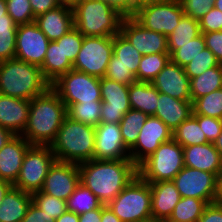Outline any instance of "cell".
<instances>
[{
  "label": "cell",
  "instance_id": "29",
  "mask_svg": "<svg viewBox=\"0 0 222 222\" xmlns=\"http://www.w3.org/2000/svg\"><path fill=\"white\" fill-rule=\"evenodd\" d=\"M141 58L142 55L121 32L113 36V55L108 65H123L136 76Z\"/></svg>",
  "mask_w": 222,
  "mask_h": 222
},
{
  "label": "cell",
  "instance_id": "40",
  "mask_svg": "<svg viewBox=\"0 0 222 222\" xmlns=\"http://www.w3.org/2000/svg\"><path fill=\"white\" fill-rule=\"evenodd\" d=\"M16 34L13 20H0V62L15 58Z\"/></svg>",
  "mask_w": 222,
  "mask_h": 222
},
{
  "label": "cell",
  "instance_id": "39",
  "mask_svg": "<svg viewBox=\"0 0 222 222\" xmlns=\"http://www.w3.org/2000/svg\"><path fill=\"white\" fill-rule=\"evenodd\" d=\"M222 120V88L197 98L193 102V114Z\"/></svg>",
  "mask_w": 222,
  "mask_h": 222
},
{
  "label": "cell",
  "instance_id": "62",
  "mask_svg": "<svg viewBox=\"0 0 222 222\" xmlns=\"http://www.w3.org/2000/svg\"><path fill=\"white\" fill-rule=\"evenodd\" d=\"M214 147L217 149V151L220 153V156L222 158V131L218 138L213 141Z\"/></svg>",
  "mask_w": 222,
  "mask_h": 222
},
{
  "label": "cell",
  "instance_id": "50",
  "mask_svg": "<svg viewBox=\"0 0 222 222\" xmlns=\"http://www.w3.org/2000/svg\"><path fill=\"white\" fill-rule=\"evenodd\" d=\"M198 222H222V203L208 204Z\"/></svg>",
  "mask_w": 222,
  "mask_h": 222
},
{
  "label": "cell",
  "instance_id": "66",
  "mask_svg": "<svg viewBox=\"0 0 222 222\" xmlns=\"http://www.w3.org/2000/svg\"><path fill=\"white\" fill-rule=\"evenodd\" d=\"M162 222H174V221L169 220V219H165V220H162Z\"/></svg>",
  "mask_w": 222,
  "mask_h": 222
},
{
  "label": "cell",
  "instance_id": "21",
  "mask_svg": "<svg viewBox=\"0 0 222 222\" xmlns=\"http://www.w3.org/2000/svg\"><path fill=\"white\" fill-rule=\"evenodd\" d=\"M30 100L0 94V126L22 135L28 122Z\"/></svg>",
  "mask_w": 222,
  "mask_h": 222
},
{
  "label": "cell",
  "instance_id": "14",
  "mask_svg": "<svg viewBox=\"0 0 222 222\" xmlns=\"http://www.w3.org/2000/svg\"><path fill=\"white\" fill-rule=\"evenodd\" d=\"M49 40L33 22L17 26L15 58L41 67Z\"/></svg>",
  "mask_w": 222,
  "mask_h": 222
},
{
  "label": "cell",
  "instance_id": "36",
  "mask_svg": "<svg viewBox=\"0 0 222 222\" xmlns=\"http://www.w3.org/2000/svg\"><path fill=\"white\" fill-rule=\"evenodd\" d=\"M101 205L99 199L92 193V191L81 183L67 200V210L74 212L77 215L95 210Z\"/></svg>",
  "mask_w": 222,
  "mask_h": 222
},
{
  "label": "cell",
  "instance_id": "25",
  "mask_svg": "<svg viewBox=\"0 0 222 222\" xmlns=\"http://www.w3.org/2000/svg\"><path fill=\"white\" fill-rule=\"evenodd\" d=\"M193 114V103L159 92L154 117L159 118L172 132Z\"/></svg>",
  "mask_w": 222,
  "mask_h": 222
},
{
  "label": "cell",
  "instance_id": "45",
  "mask_svg": "<svg viewBox=\"0 0 222 222\" xmlns=\"http://www.w3.org/2000/svg\"><path fill=\"white\" fill-rule=\"evenodd\" d=\"M184 15L200 20L213 6L214 0H179Z\"/></svg>",
  "mask_w": 222,
  "mask_h": 222
},
{
  "label": "cell",
  "instance_id": "12",
  "mask_svg": "<svg viewBox=\"0 0 222 222\" xmlns=\"http://www.w3.org/2000/svg\"><path fill=\"white\" fill-rule=\"evenodd\" d=\"M216 180L213 173L184 166L173 182L181 197H193L211 204L216 202Z\"/></svg>",
  "mask_w": 222,
  "mask_h": 222
},
{
  "label": "cell",
  "instance_id": "54",
  "mask_svg": "<svg viewBox=\"0 0 222 222\" xmlns=\"http://www.w3.org/2000/svg\"><path fill=\"white\" fill-rule=\"evenodd\" d=\"M153 0H126V17L133 16L135 11Z\"/></svg>",
  "mask_w": 222,
  "mask_h": 222
},
{
  "label": "cell",
  "instance_id": "9",
  "mask_svg": "<svg viewBox=\"0 0 222 222\" xmlns=\"http://www.w3.org/2000/svg\"><path fill=\"white\" fill-rule=\"evenodd\" d=\"M55 161L56 157L50 146L32 145L25 153L19 176L13 187L31 194L40 191Z\"/></svg>",
  "mask_w": 222,
  "mask_h": 222
},
{
  "label": "cell",
  "instance_id": "58",
  "mask_svg": "<svg viewBox=\"0 0 222 222\" xmlns=\"http://www.w3.org/2000/svg\"><path fill=\"white\" fill-rule=\"evenodd\" d=\"M216 202L222 203V168L217 174L216 180Z\"/></svg>",
  "mask_w": 222,
  "mask_h": 222
},
{
  "label": "cell",
  "instance_id": "15",
  "mask_svg": "<svg viewBox=\"0 0 222 222\" xmlns=\"http://www.w3.org/2000/svg\"><path fill=\"white\" fill-rule=\"evenodd\" d=\"M120 32L142 56L169 53L167 37L145 28L133 16L123 18Z\"/></svg>",
  "mask_w": 222,
  "mask_h": 222
},
{
  "label": "cell",
  "instance_id": "52",
  "mask_svg": "<svg viewBox=\"0 0 222 222\" xmlns=\"http://www.w3.org/2000/svg\"><path fill=\"white\" fill-rule=\"evenodd\" d=\"M21 222H47L44 211L39 209L33 202L29 205L25 217Z\"/></svg>",
  "mask_w": 222,
  "mask_h": 222
},
{
  "label": "cell",
  "instance_id": "30",
  "mask_svg": "<svg viewBox=\"0 0 222 222\" xmlns=\"http://www.w3.org/2000/svg\"><path fill=\"white\" fill-rule=\"evenodd\" d=\"M220 88H222V64L190 79L191 102Z\"/></svg>",
  "mask_w": 222,
  "mask_h": 222
},
{
  "label": "cell",
  "instance_id": "63",
  "mask_svg": "<svg viewBox=\"0 0 222 222\" xmlns=\"http://www.w3.org/2000/svg\"><path fill=\"white\" fill-rule=\"evenodd\" d=\"M60 5L73 6L77 0H57Z\"/></svg>",
  "mask_w": 222,
  "mask_h": 222
},
{
  "label": "cell",
  "instance_id": "8",
  "mask_svg": "<svg viewBox=\"0 0 222 222\" xmlns=\"http://www.w3.org/2000/svg\"><path fill=\"white\" fill-rule=\"evenodd\" d=\"M50 87L67 109L75 103L102 102L100 78L74 69L59 76Z\"/></svg>",
  "mask_w": 222,
  "mask_h": 222
},
{
  "label": "cell",
  "instance_id": "47",
  "mask_svg": "<svg viewBox=\"0 0 222 222\" xmlns=\"http://www.w3.org/2000/svg\"><path fill=\"white\" fill-rule=\"evenodd\" d=\"M200 32L222 31V11L212 7L200 20Z\"/></svg>",
  "mask_w": 222,
  "mask_h": 222
},
{
  "label": "cell",
  "instance_id": "59",
  "mask_svg": "<svg viewBox=\"0 0 222 222\" xmlns=\"http://www.w3.org/2000/svg\"><path fill=\"white\" fill-rule=\"evenodd\" d=\"M14 135L5 128L0 126V149L11 139Z\"/></svg>",
  "mask_w": 222,
  "mask_h": 222
},
{
  "label": "cell",
  "instance_id": "23",
  "mask_svg": "<svg viewBox=\"0 0 222 222\" xmlns=\"http://www.w3.org/2000/svg\"><path fill=\"white\" fill-rule=\"evenodd\" d=\"M151 189L152 218L169 219L181 196L173 181L149 183Z\"/></svg>",
  "mask_w": 222,
  "mask_h": 222
},
{
  "label": "cell",
  "instance_id": "5",
  "mask_svg": "<svg viewBox=\"0 0 222 222\" xmlns=\"http://www.w3.org/2000/svg\"><path fill=\"white\" fill-rule=\"evenodd\" d=\"M74 27L84 36L113 37L124 18L103 0H77L72 6Z\"/></svg>",
  "mask_w": 222,
  "mask_h": 222
},
{
  "label": "cell",
  "instance_id": "11",
  "mask_svg": "<svg viewBox=\"0 0 222 222\" xmlns=\"http://www.w3.org/2000/svg\"><path fill=\"white\" fill-rule=\"evenodd\" d=\"M113 55V37L84 36L73 69L103 78Z\"/></svg>",
  "mask_w": 222,
  "mask_h": 222
},
{
  "label": "cell",
  "instance_id": "53",
  "mask_svg": "<svg viewBox=\"0 0 222 222\" xmlns=\"http://www.w3.org/2000/svg\"><path fill=\"white\" fill-rule=\"evenodd\" d=\"M102 205L92 211L79 215V222H101Z\"/></svg>",
  "mask_w": 222,
  "mask_h": 222
},
{
  "label": "cell",
  "instance_id": "24",
  "mask_svg": "<svg viewBox=\"0 0 222 222\" xmlns=\"http://www.w3.org/2000/svg\"><path fill=\"white\" fill-rule=\"evenodd\" d=\"M184 165L217 176L222 168V158L213 142L183 147Z\"/></svg>",
  "mask_w": 222,
  "mask_h": 222
},
{
  "label": "cell",
  "instance_id": "16",
  "mask_svg": "<svg viewBox=\"0 0 222 222\" xmlns=\"http://www.w3.org/2000/svg\"><path fill=\"white\" fill-rule=\"evenodd\" d=\"M101 123L119 124L130 109L129 85H124L105 77L100 78Z\"/></svg>",
  "mask_w": 222,
  "mask_h": 222
},
{
  "label": "cell",
  "instance_id": "3",
  "mask_svg": "<svg viewBox=\"0 0 222 222\" xmlns=\"http://www.w3.org/2000/svg\"><path fill=\"white\" fill-rule=\"evenodd\" d=\"M49 87L39 66L17 58L0 62V94L31 101Z\"/></svg>",
  "mask_w": 222,
  "mask_h": 222
},
{
  "label": "cell",
  "instance_id": "49",
  "mask_svg": "<svg viewBox=\"0 0 222 222\" xmlns=\"http://www.w3.org/2000/svg\"><path fill=\"white\" fill-rule=\"evenodd\" d=\"M206 47L214 54L222 64V31L202 33Z\"/></svg>",
  "mask_w": 222,
  "mask_h": 222
},
{
  "label": "cell",
  "instance_id": "64",
  "mask_svg": "<svg viewBox=\"0 0 222 222\" xmlns=\"http://www.w3.org/2000/svg\"><path fill=\"white\" fill-rule=\"evenodd\" d=\"M214 7L222 11V0H214Z\"/></svg>",
  "mask_w": 222,
  "mask_h": 222
},
{
  "label": "cell",
  "instance_id": "10",
  "mask_svg": "<svg viewBox=\"0 0 222 222\" xmlns=\"http://www.w3.org/2000/svg\"><path fill=\"white\" fill-rule=\"evenodd\" d=\"M183 15L179 0H153L139 7L133 17L145 28L168 37Z\"/></svg>",
  "mask_w": 222,
  "mask_h": 222
},
{
  "label": "cell",
  "instance_id": "46",
  "mask_svg": "<svg viewBox=\"0 0 222 222\" xmlns=\"http://www.w3.org/2000/svg\"><path fill=\"white\" fill-rule=\"evenodd\" d=\"M193 116L197 119L201 130L203 131L209 142H213L218 138L222 131L221 119L202 115Z\"/></svg>",
  "mask_w": 222,
  "mask_h": 222
},
{
  "label": "cell",
  "instance_id": "2",
  "mask_svg": "<svg viewBox=\"0 0 222 222\" xmlns=\"http://www.w3.org/2000/svg\"><path fill=\"white\" fill-rule=\"evenodd\" d=\"M67 116V107L49 87L30 101L28 122L22 136L31 145L50 146Z\"/></svg>",
  "mask_w": 222,
  "mask_h": 222
},
{
  "label": "cell",
  "instance_id": "32",
  "mask_svg": "<svg viewBox=\"0 0 222 222\" xmlns=\"http://www.w3.org/2000/svg\"><path fill=\"white\" fill-rule=\"evenodd\" d=\"M172 138L182 147L209 143L197 119L193 115L183 121L172 132Z\"/></svg>",
  "mask_w": 222,
  "mask_h": 222
},
{
  "label": "cell",
  "instance_id": "33",
  "mask_svg": "<svg viewBox=\"0 0 222 222\" xmlns=\"http://www.w3.org/2000/svg\"><path fill=\"white\" fill-rule=\"evenodd\" d=\"M149 116L139 110L130 109L119 123L122 139L130 150L137 142L140 129Z\"/></svg>",
  "mask_w": 222,
  "mask_h": 222
},
{
  "label": "cell",
  "instance_id": "57",
  "mask_svg": "<svg viewBox=\"0 0 222 222\" xmlns=\"http://www.w3.org/2000/svg\"><path fill=\"white\" fill-rule=\"evenodd\" d=\"M55 222H79V215L74 212L66 211Z\"/></svg>",
  "mask_w": 222,
  "mask_h": 222
},
{
  "label": "cell",
  "instance_id": "41",
  "mask_svg": "<svg viewBox=\"0 0 222 222\" xmlns=\"http://www.w3.org/2000/svg\"><path fill=\"white\" fill-rule=\"evenodd\" d=\"M206 48L203 34L191 40L190 42L179 45V49L170 54V61L174 64L184 67L189 64L200 52Z\"/></svg>",
  "mask_w": 222,
  "mask_h": 222
},
{
  "label": "cell",
  "instance_id": "19",
  "mask_svg": "<svg viewBox=\"0 0 222 222\" xmlns=\"http://www.w3.org/2000/svg\"><path fill=\"white\" fill-rule=\"evenodd\" d=\"M151 83L158 92L179 100L191 101L190 79L183 67L171 61Z\"/></svg>",
  "mask_w": 222,
  "mask_h": 222
},
{
  "label": "cell",
  "instance_id": "43",
  "mask_svg": "<svg viewBox=\"0 0 222 222\" xmlns=\"http://www.w3.org/2000/svg\"><path fill=\"white\" fill-rule=\"evenodd\" d=\"M84 35L75 27L69 30L60 39L55 40L57 44H61L62 52L72 64H74L76 57L82 47Z\"/></svg>",
  "mask_w": 222,
  "mask_h": 222
},
{
  "label": "cell",
  "instance_id": "65",
  "mask_svg": "<svg viewBox=\"0 0 222 222\" xmlns=\"http://www.w3.org/2000/svg\"><path fill=\"white\" fill-rule=\"evenodd\" d=\"M140 222H162L161 220H157L155 218H150L148 220H145V221H140Z\"/></svg>",
  "mask_w": 222,
  "mask_h": 222
},
{
  "label": "cell",
  "instance_id": "26",
  "mask_svg": "<svg viewBox=\"0 0 222 222\" xmlns=\"http://www.w3.org/2000/svg\"><path fill=\"white\" fill-rule=\"evenodd\" d=\"M31 202V193L12 186L0 205V222H21Z\"/></svg>",
  "mask_w": 222,
  "mask_h": 222
},
{
  "label": "cell",
  "instance_id": "38",
  "mask_svg": "<svg viewBox=\"0 0 222 222\" xmlns=\"http://www.w3.org/2000/svg\"><path fill=\"white\" fill-rule=\"evenodd\" d=\"M31 197L32 202L44 211L47 222H55L56 219L67 211V201L65 200L58 199L41 191L32 193Z\"/></svg>",
  "mask_w": 222,
  "mask_h": 222
},
{
  "label": "cell",
  "instance_id": "4",
  "mask_svg": "<svg viewBox=\"0 0 222 222\" xmlns=\"http://www.w3.org/2000/svg\"><path fill=\"white\" fill-rule=\"evenodd\" d=\"M57 161L80 164L93 159L95 127L66 117L50 144Z\"/></svg>",
  "mask_w": 222,
  "mask_h": 222
},
{
  "label": "cell",
  "instance_id": "7",
  "mask_svg": "<svg viewBox=\"0 0 222 222\" xmlns=\"http://www.w3.org/2000/svg\"><path fill=\"white\" fill-rule=\"evenodd\" d=\"M108 206L123 222L152 218L150 184L137 175Z\"/></svg>",
  "mask_w": 222,
  "mask_h": 222
},
{
  "label": "cell",
  "instance_id": "51",
  "mask_svg": "<svg viewBox=\"0 0 222 222\" xmlns=\"http://www.w3.org/2000/svg\"><path fill=\"white\" fill-rule=\"evenodd\" d=\"M29 2L35 17L46 13L47 11L52 10L60 5L57 0H29Z\"/></svg>",
  "mask_w": 222,
  "mask_h": 222
},
{
  "label": "cell",
  "instance_id": "17",
  "mask_svg": "<svg viewBox=\"0 0 222 222\" xmlns=\"http://www.w3.org/2000/svg\"><path fill=\"white\" fill-rule=\"evenodd\" d=\"M79 184V165L56 160L49 169L40 191L67 201Z\"/></svg>",
  "mask_w": 222,
  "mask_h": 222
},
{
  "label": "cell",
  "instance_id": "28",
  "mask_svg": "<svg viewBox=\"0 0 222 222\" xmlns=\"http://www.w3.org/2000/svg\"><path fill=\"white\" fill-rule=\"evenodd\" d=\"M41 72L43 77L51 84L59 76L73 69V64L64 57L61 44L50 41L47 47L44 63Z\"/></svg>",
  "mask_w": 222,
  "mask_h": 222
},
{
  "label": "cell",
  "instance_id": "27",
  "mask_svg": "<svg viewBox=\"0 0 222 222\" xmlns=\"http://www.w3.org/2000/svg\"><path fill=\"white\" fill-rule=\"evenodd\" d=\"M159 98L158 90L149 82H138L129 85V102L131 109L154 116Z\"/></svg>",
  "mask_w": 222,
  "mask_h": 222
},
{
  "label": "cell",
  "instance_id": "18",
  "mask_svg": "<svg viewBox=\"0 0 222 222\" xmlns=\"http://www.w3.org/2000/svg\"><path fill=\"white\" fill-rule=\"evenodd\" d=\"M95 160L130 159L129 149L122 139L119 124L100 123L95 126Z\"/></svg>",
  "mask_w": 222,
  "mask_h": 222
},
{
  "label": "cell",
  "instance_id": "35",
  "mask_svg": "<svg viewBox=\"0 0 222 222\" xmlns=\"http://www.w3.org/2000/svg\"><path fill=\"white\" fill-rule=\"evenodd\" d=\"M169 62V53L143 55L137 71L136 81L151 83Z\"/></svg>",
  "mask_w": 222,
  "mask_h": 222
},
{
  "label": "cell",
  "instance_id": "6",
  "mask_svg": "<svg viewBox=\"0 0 222 222\" xmlns=\"http://www.w3.org/2000/svg\"><path fill=\"white\" fill-rule=\"evenodd\" d=\"M183 147L173 138L162 143L138 167V176L145 182L173 181L184 167Z\"/></svg>",
  "mask_w": 222,
  "mask_h": 222
},
{
  "label": "cell",
  "instance_id": "22",
  "mask_svg": "<svg viewBox=\"0 0 222 222\" xmlns=\"http://www.w3.org/2000/svg\"><path fill=\"white\" fill-rule=\"evenodd\" d=\"M35 23L49 41L60 39L74 27L71 6L59 5L35 18Z\"/></svg>",
  "mask_w": 222,
  "mask_h": 222
},
{
  "label": "cell",
  "instance_id": "1",
  "mask_svg": "<svg viewBox=\"0 0 222 222\" xmlns=\"http://www.w3.org/2000/svg\"><path fill=\"white\" fill-rule=\"evenodd\" d=\"M79 165L80 183L107 206L138 175L131 159L95 160Z\"/></svg>",
  "mask_w": 222,
  "mask_h": 222
},
{
  "label": "cell",
  "instance_id": "61",
  "mask_svg": "<svg viewBox=\"0 0 222 222\" xmlns=\"http://www.w3.org/2000/svg\"><path fill=\"white\" fill-rule=\"evenodd\" d=\"M0 20H13L8 14L5 0H0Z\"/></svg>",
  "mask_w": 222,
  "mask_h": 222
},
{
  "label": "cell",
  "instance_id": "48",
  "mask_svg": "<svg viewBox=\"0 0 222 222\" xmlns=\"http://www.w3.org/2000/svg\"><path fill=\"white\" fill-rule=\"evenodd\" d=\"M104 77L124 85L136 82V76L123 65H108Z\"/></svg>",
  "mask_w": 222,
  "mask_h": 222
},
{
  "label": "cell",
  "instance_id": "37",
  "mask_svg": "<svg viewBox=\"0 0 222 222\" xmlns=\"http://www.w3.org/2000/svg\"><path fill=\"white\" fill-rule=\"evenodd\" d=\"M101 106L102 102L75 103L67 109V115L74 121L95 127L101 123Z\"/></svg>",
  "mask_w": 222,
  "mask_h": 222
},
{
  "label": "cell",
  "instance_id": "20",
  "mask_svg": "<svg viewBox=\"0 0 222 222\" xmlns=\"http://www.w3.org/2000/svg\"><path fill=\"white\" fill-rule=\"evenodd\" d=\"M32 145L22 136L14 135L0 149V179L16 182L26 151Z\"/></svg>",
  "mask_w": 222,
  "mask_h": 222
},
{
  "label": "cell",
  "instance_id": "13",
  "mask_svg": "<svg viewBox=\"0 0 222 222\" xmlns=\"http://www.w3.org/2000/svg\"><path fill=\"white\" fill-rule=\"evenodd\" d=\"M172 139V131L159 119L149 116L140 129L136 144L129 150L130 159L138 167L156 149Z\"/></svg>",
  "mask_w": 222,
  "mask_h": 222
},
{
  "label": "cell",
  "instance_id": "56",
  "mask_svg": "<svg viewBox=\"0 0 222 222\" xmlns=\"http://www.w3.org/2000/svg\"><path fill=\"white\" fill-rule=\"evenodd\" d=\"M115 10H117L120 14L126 17V0H103Z\"/></svg>",
  "mask_w": 222,
  "mask_h": 222
},
{
  "label": "cell",
  "instance_id": "44",
  "mask_svg": "<svg viewBox=\"0 0 222 222\" xmlns=\"http://www.w3.org/2000/svg\"><path fill=\"white\" fill-rule=\"evenodd\" d=\"M8 14L14 23L19 25L35 22V16L29 0H5Z\"/></svg>",
  "mask_w": 222,
  "mask_h": 222
},
{
  "label": "cell",
  "instance_id": "42",
  "mask_svg": "<svg viewBox=\"0 0 222 222\" xmlns=\"http://www.w3.org/2000/svg\"><path fill=\"white\" fill-rule=\"evenodd\" d=\"M220 63L214 54L206 47L189 64L184 66V71L189 79L203 74L206 70L218 66Z\"/></svg>",
  "mask_w": 222,
  "mask_h": 222
},
{
  "label": "cell",
  "instance_id": "55",
  "mask_svg": "<svg viewBox=\"0 0 222 222\" xmlns=\"http://www.w3.org/2000/svg\"><path fill=\"white\" fill-rule=\"evenodd\" d=\"M101 222H123L121 221L107 205H102Z\"/></svg>",
  "mask_w": 222,
  "mask_h": 222
},
{
  "label": "cell",
  "instance_id": "31",
  "mask_svg": "<svg viewBox=\"0 0 222 222\" xmlns=\"http://www.w3.org/2000/svg\"><path fill=\"white\" fill-rule=\"evenodd\" d=\"M200 34L199 21L187 15H183L179 24L167 37L169 54H171L174 50L179 49V45L190 42Z\"/></svg>",
  "mask_w": 222,
  "mask_h": 222
},
{
  "label": "cell",
  "instance_id": "60",
  "mask_svg": "<svg viewBox=\"0 0 222 222\" xmlns=\"http://www.w3.org/2000/svg\"><path fill=\"white\" fill-rule=\"evenodd\" d=\"M13 185L5 180L0 179V205L3 201L4 195L7 193V191L12 187Z\"/></svg>",
  "mask_w": 222,
  "mask_h": 222
},
{
  "label": "cell",
  "instance_id": "34",
  "mask_svg": "<svg viewBox=\"0 0 222 222\" xmlns=\"http://www.w3.org/2000/svg\"><path fill=\"white\" fill-rule=\"evenodd\" d=\"M208 204L201 199L181 197L169 220L174 222H198Z\"/></svg>",
  "mask_w": 222,
  "mask_h": 222
}]
</instances>
